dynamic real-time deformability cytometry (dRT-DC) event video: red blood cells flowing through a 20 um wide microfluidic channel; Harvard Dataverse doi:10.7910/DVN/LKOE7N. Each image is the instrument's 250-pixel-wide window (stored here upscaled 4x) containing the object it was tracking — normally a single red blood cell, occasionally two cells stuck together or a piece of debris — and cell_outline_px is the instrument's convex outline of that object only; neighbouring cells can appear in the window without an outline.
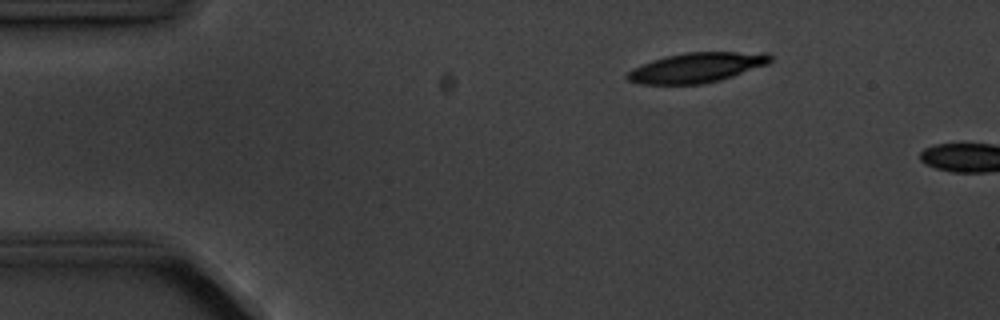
{"species": "common noctule bat (a hibernating species)", "species_latin": "Nyctalus noctula", "temperature_condition": "cold", "stored_images_in_passage": 3, "camera_frame_rate_fps": 3000, "um_per_image_px": 0.085, "animal": {"sex": "male", "body_mass_g": 20.1, "forearm_length_mm": 53.5}, "frame": {"image": 1, "passage_image": 2, "time_ms": 2.0, "image_size_px": [1000, 320], "cell_outline_px": [[772, 60], [768, 64], [720, 80], [704, 84], [644, 84], [628, 80], [624, 76], [632, 68], [652, 60], [664, 56], [688, 52], [768, 52], [772, 56]], "centroid_in_image_um": [59.23, 5.73], "position_along_channel_um": 25.8, "area_um2": 24.97}}